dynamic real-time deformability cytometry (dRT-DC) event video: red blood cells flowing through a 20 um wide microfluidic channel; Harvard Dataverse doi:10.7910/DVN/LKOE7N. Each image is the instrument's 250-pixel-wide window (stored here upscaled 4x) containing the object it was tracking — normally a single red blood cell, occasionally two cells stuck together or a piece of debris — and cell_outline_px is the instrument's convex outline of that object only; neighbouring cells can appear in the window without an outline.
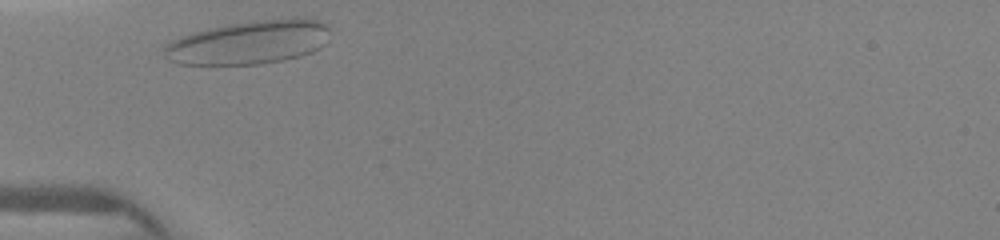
{"species": "human", "species_latin": "Homo sapiens", "temperature_condition": "warm", "stored_images_in_passage": 4, "camera_frame_rate_fps": 3000, "um_per_image_px": 0.085, "donor": {"sex": "female"}, "frame": {"image": 1, "passage_image": 1, "time_ms": 0.0, "image_size_px": [1000, 240], "cell_outline_px": [[328, 40], [320, 48], [312, 52], [300, 56], [260, 64], [180, 64], [168, 60], [164, 56], [164, 44], [180, 36], [192, 32], [208, 28], [252, 20], [320, 20], [328, 28]], "centroid_in_image_um": [21.1, 3.62], "position_along_channel_um": 63.9, "area_um2": 41.62}}